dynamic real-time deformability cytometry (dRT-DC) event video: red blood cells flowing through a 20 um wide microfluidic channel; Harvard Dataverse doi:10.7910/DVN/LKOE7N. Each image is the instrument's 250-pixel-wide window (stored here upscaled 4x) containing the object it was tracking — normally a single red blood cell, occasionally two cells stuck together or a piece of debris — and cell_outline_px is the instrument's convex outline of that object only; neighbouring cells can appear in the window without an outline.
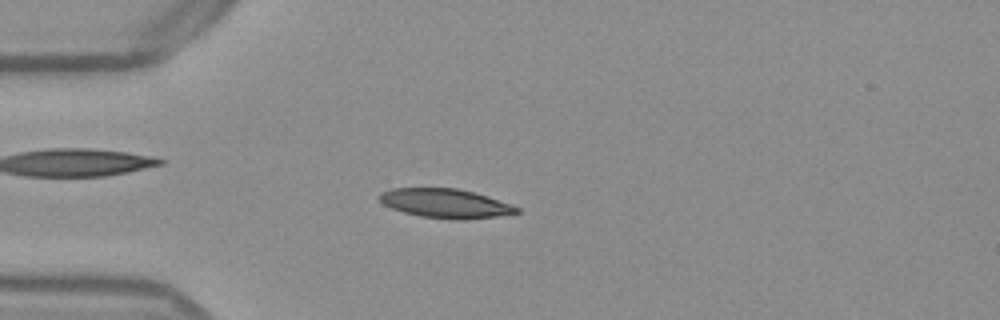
{"species": "Egyptian fruit bat (a non-hibernating species)", "species_latin": "Rousettus aegyptiacus", "temperature_condition": "warm", "stored_images_in_passage": 52, "camera_frame_rate_fps": 3000, "um_per_image_px": 0.085, "frame": {"image": 1, "passage_image": 14, "time_ms": 4.333, "image_size_px": [1000, 320], "cell_outline_px": [[520, 212], [496, 216], [464, 220], [452, 220], [420, 216], [404, 212], [392, 208], [384, 204], [376, 196], [380, 192], [392, 188], [456, 188], [488, 196], [512, 204], [520, 208]], "centroid_in_image_um": [37.86, 17.29], "position_along_channel_um": 47.1, "area_um2": 23.41}}
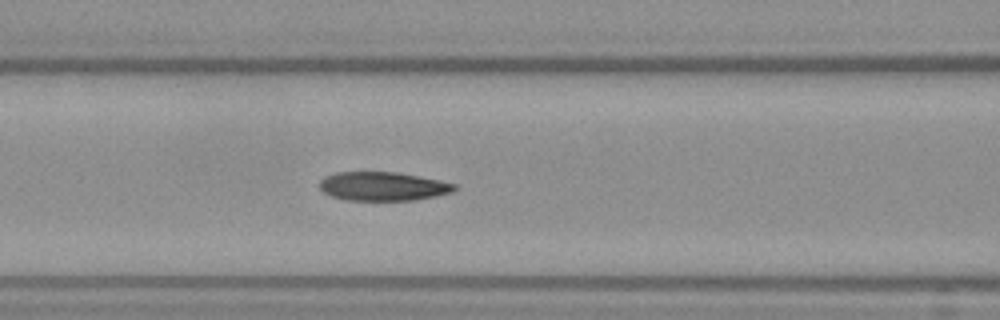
{"frame": {"image": 2, "passage_image": 22, "time_ms": 7.0, "image_size_px": [1000, 320], "cell_outline_px": [[460, 188], [452, 192], [436, 196], [412, 200], [344, 200], [332, 196], [324, 192], [320, 188], [320, 180], [324, 176], [336, 172], [396, 172], [440, 180], [456, 184]], "centroid_in_image_um": [32.56, 15.83], "position_along_channel_um": 134.0, "area_um2": 22.72}}
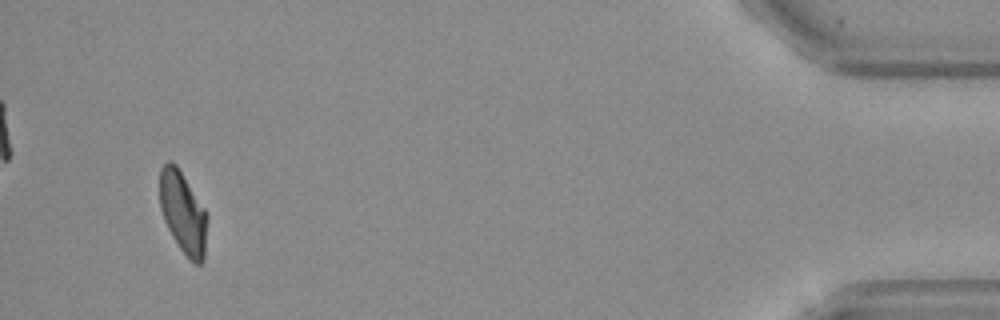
{"frame": {"image": 3, "passage_image": 50, "time_ms": 16.333, "image_size_px": [1000, 320], "cell_outline_px": [[208, 220], [204, 260], [200, 264], [196, 264], [180, 248], [172, 236], [164, 220], [160, 208], [160, 168], [168, 160], [172, 160], [176, 164], [208, 212]], "centroid_in_image_um": [15.58, 18.04], "position_along_channel_um": 419.6, "area_um2": 22.83}, "authors_computed_cell_mechanics": {"area_um2": 23.2067, "velocity_mm_per_s": 3.8675, "shape_relaxation_time_tau1_ms": 5.007, "shape_relaxation_time_tau2_ms": 2.7267, "deformation_change_tau1": 0.1713, "deformation_change_tau2": 0.0832}}